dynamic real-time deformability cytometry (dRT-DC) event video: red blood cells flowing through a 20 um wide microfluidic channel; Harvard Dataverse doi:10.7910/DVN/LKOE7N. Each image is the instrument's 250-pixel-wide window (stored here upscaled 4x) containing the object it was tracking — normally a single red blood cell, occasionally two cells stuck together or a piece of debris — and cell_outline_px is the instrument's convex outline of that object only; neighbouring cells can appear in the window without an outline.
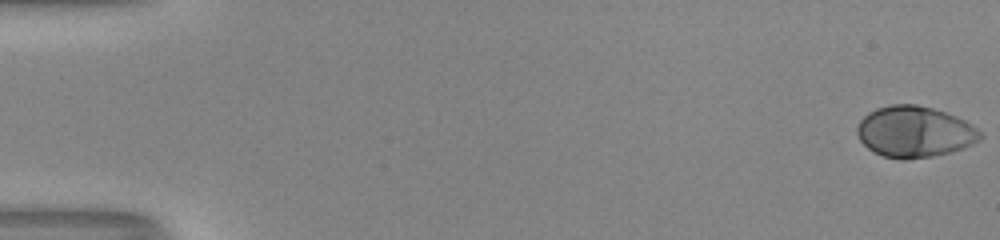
{"species": "human", "species_latin": "Homo sapiens", "temperature_condition": "room temperature", "stored_images_in_passage": 44, "camera_frame_rate_fps": 3000, "um_per_image_px": 0.085, "donor": {"sex": "male"}, "frame": {"image": 1, "passage_image": 1, "time_ms": 0.0, "image_size_px": [1000, 240], "cell_outline_px": [[984, 136], [980, 140], [964, 148], [952, 152], [932, 156], [904, 160], [900, 160], [884, 156], [868, 148], [860, 140], [856, 132], [856, 128], [860, 120], [868, 112], [876, 108], [892, 104], [916, 104], [932, 108], [956, 116], [972, 124]], "centroid_in_image_um": [77.74, 11.2], "position_along_channel_um": 7.3, "area_um2": 36.82}}
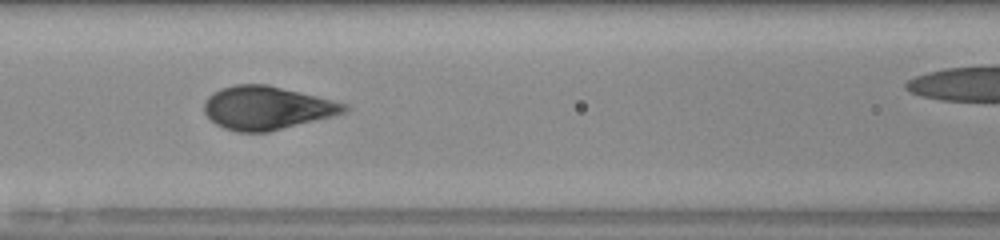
{"frame": {"image": 2, "passage_image": 25, "time_ms": 8.0, "image_size_px": [1000, 240], "cell_outline_px": [[352, 108], [348, 112], [268, 132], [236, 132], [224, 128], [216, 124], [204, 112], [204, 104], [208, 96], [212, 92], [220, 88], [236, 84], [264, 84], [300, 92], [348, 104]], "centroid_in_image_um": [22.68, 9.17], "position_along_channel_um": 143.9, "area_um2": 35.32}}
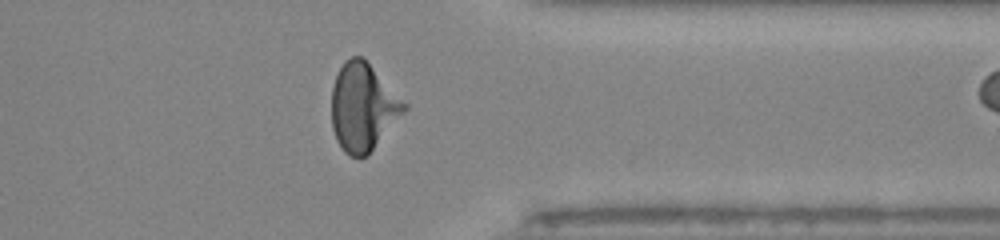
{"frame": {"image": 3, "passage_image": 43, "time_ms": 14.0, "image_size_px": [1000, 240], "cell_outline_px": [[408, 108], [368, 156], [348, 156], [340, 148], [336, 140], [332, 128], [332, 88], [336, 76], [344, 60], [352, 56], [360, 56], [408, 104]], "centroid_in_image_um": [30.85, 9.15], "position_along_channel_um": 380.6, "area_um2": 36.88}}